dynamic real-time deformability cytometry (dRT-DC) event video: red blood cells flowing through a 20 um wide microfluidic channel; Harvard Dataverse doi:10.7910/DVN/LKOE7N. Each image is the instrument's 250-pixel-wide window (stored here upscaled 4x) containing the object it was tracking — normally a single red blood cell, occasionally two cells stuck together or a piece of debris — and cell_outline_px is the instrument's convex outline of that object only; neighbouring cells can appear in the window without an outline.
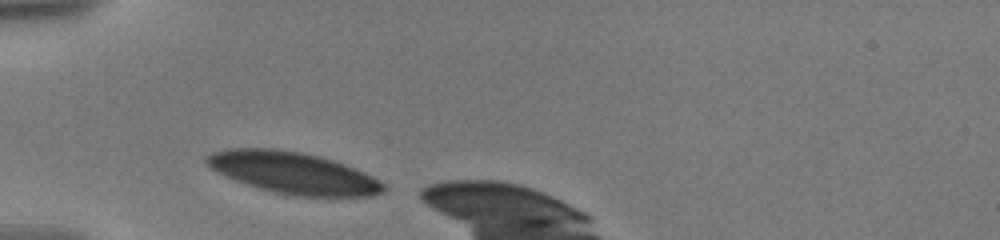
{"species": "human", "species_latin": "Homo sapiens", "temperature_condition": "warm", "stored_images_in_passage": 5, "camera_frame_rate_fps": 3000, "um_per_image_px": 0.085, "donor": {"sex": "male"}, "frame": {"image": 1, "passage_image": 1, "time_ms": 0.0, "image_size_px": [1000, 240], "cell_outline_px": [[388, 188], [384, 192], [372, 196], [296, 196], [272, 192], [236, 180], [216, 172], [204, 160], [204, 156], [212, 152], [228, 148], [276, 148], [300, 152], [320, 156], [344, 164], [364, 172], [380, 180]], "centroid_in_image_um": [24.93, 14.69], "position_along_channel_um": 60.1, "area_um2": 42.95}}